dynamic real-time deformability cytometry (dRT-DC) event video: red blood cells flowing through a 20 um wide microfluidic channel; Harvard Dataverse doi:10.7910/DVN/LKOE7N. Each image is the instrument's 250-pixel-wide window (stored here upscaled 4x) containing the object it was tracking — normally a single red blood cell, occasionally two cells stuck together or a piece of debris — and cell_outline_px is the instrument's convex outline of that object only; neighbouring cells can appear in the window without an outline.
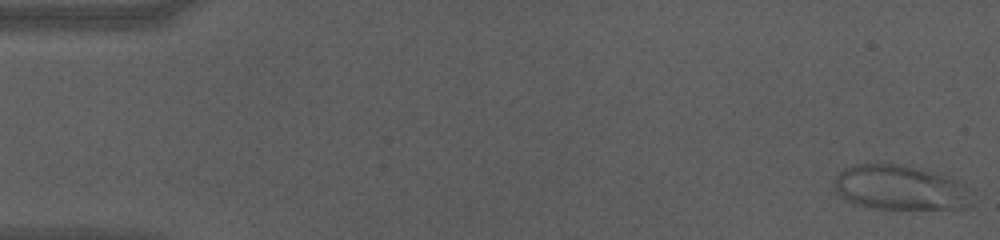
{"species": "human", "species_latin": "Homo sapiens", "temperature_condition": "cold", "stored_images_in_passage": 57, "camera_frame_rate_fps": 3000, "um_per_image_px": 0.085, "donor": {"sex": "male"}, "frame": {"image": 1, "passage_image": 1, "time_ms": 0.0, "image_size_px": [1000, 240], "cell_outline_px": [[972, 204], [964, 208], [872, 208], [856, 204], [844, 200], [836, 192], [832, 184], [836, 176], [844, 168], [852, 164], [876, 160], [880, 160], [944, 172], [956, 180], [964, 188]], "centroid_in_image_um": [76.4, 15.88], "position_along_channel_um": 8.6, "area_um2": 36.82}}
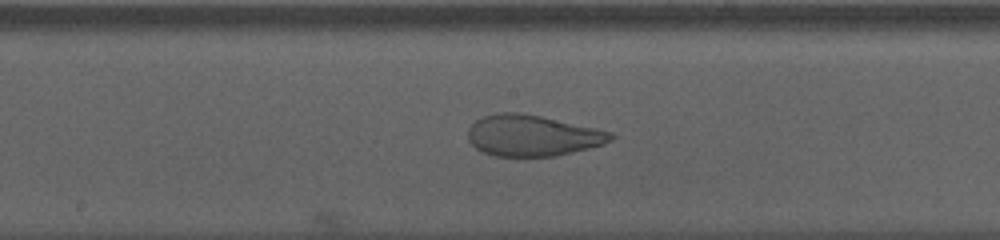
{"frame": {"image": 2, "passage_image": 30, "time_ms": 9.667, "image_size_px": [1000, 240], "cell_outline_px": [[616, 136], [612, 140], [604, 144], [556, 156], [492, 156], [480, 152], [468, 140], [468, 128], [476, 120], [484, 116], [496, 112], [524, 112], [596, 128], [612, 132]], "centroid_in_image_um": [45.24, 11.51], "position_along_channel_um": 203.0, "area_um2": 34.51}}
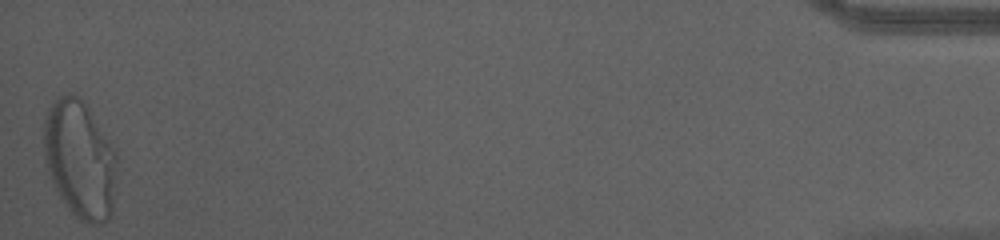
{"frame": {"image": 3, "passage_image": 57, "time_ms": 18.667, "image_size_px": [1000, 240], "cell_outline_px": [[116, 160], [112, 200], [108, 220], [100, 224], [92, 224], [80, 220], [72, 212], [60, 196], [52, 180], [44, 156], [44, 120], [48, 108], [60, 96], [68, 92], [80, 96], [88, 108], [116, 152]], "centroid_in_image_um": [6.76, 13.51], "position_along_channel_um": 428.4, "area_um2": 49.13}, "authors_computed_cell_mechanics": {"area_um2": 35.547, "velocity_mm_per_s": 3.5451, "shape_relaxation_time_tau1_ms": 10.7975, "shape_relaxation_time_tau2_ms": 0.9705, "deformation_change_tau1": 0.2896, "deformation_change_tau2": 0.0708}}